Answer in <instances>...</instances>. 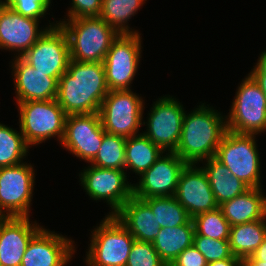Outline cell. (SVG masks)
Returning a JSON list of instances; mask_svg holds the SVG:
<instances>
[{
  "instance_id": "obj_1",
  "label": "cell",
  "mask_w": 266,
  "mask_h": 266,
  "mask_svg": "<svg viewBox=\"0 0 266 266\" xmlns=\"http://www.w3.org/2000/svg\"><path fill=\"white\" fill-rule=\"evenodd\" d=\"M109 91L102 62L70 60L58 80L56 100L67 116L99 113Z\"/></svg>"
},
{
  "instance_id": "obj_2",
  "label": "cell",
  "mask_w": 266,
  "mask_h": 266,
  "mask_svg": "<svg viewBox=\"0 0 266 266\" xmlns=\"http://www.w3.org/2000/svg\"><path fill=\"white\" fill-rule=\"evenodd\" d=\"M227 132L226 115L201 103L183 118L182 131L175 153L186 164H200L215 157L216 151Z\"/></svg>"
},
{
  "instance_id": "obj_3",
  "label": "cell",
  "mask_w": 266,
  "mask_h": 266,
  "mask_svg": "<svg viewBox=\"0 0 266 266\" xmlns=\"http://www.w3.org/2000/svg\"><path fill=\"white\" fill-rule=\"evenodd\" d=\"M61 20L57 23L67 34L71 60L103 63L119 33L99 16Z\"/></svg>"
},
{
  "instance_id": "obj_4",
  "label": "cell",
  "mask_w": 266,
  "mask_h": 266,
  "mask_svg": "<svg viewBox=\"0 0 266 266\" xmlns=\"http://www.w3.org/2000/svg\"><path fill=\"white\" fill-rule=\"evenodd\" d=\"M90 236L86 266H126L135 239L114 215H106Z\"/></svg>"
},
{
  "instance_id": "obj_5",
  "label": "cell",
  "mask_w": 266,
  "mask_h": 266,
  "mask_svg": "<svg viewBox=\"0 0 266 266\" xmlns=\"http://www.w3.org/2000/svg\"><path fill=\"white\" fill-rule=\"evenodd\" d=\"M19 130L31 147L55 137L61 143L66 113L56 99L16 103Z\"/></svg>"
},
{
  "instance_id": "obj_6",
  "label": "cell",
  "mask_w": 266,
  "mask_h": 266,
  "mask_svg": "<svg viewBox=\"0 0 266 266\" xmlns=\"http://www.w3.org/2000/svg\"><path fill=\"white\" fill-rule=\"evenodd\" d=\"M256 141L254 134L227 130L215 154V158L249 188L262 187L261 162Z\"/></svg>"
},
{
  "instance_id": "obj_7",
  "label": "cell",
  "mask_w": 266,
  "mask_h": 266,
  "mask_svg": "<svg viewBox=\"0 0 266 266\" xmlns=\"http://www.w3.org/2000/svg\"><path fill=\"white\" fill-rule=\"evenodd\" d=\"M144 101L132 90L109 91L99 109L103 129L125 138L141 134Z\"/></svg>"
},
{
  "instance_id": "obj_8",
  "label": "cell",
  "mask_w": 266,
  "mask_h": 266,
  "mask_svg": "<svg viewBox=\"0 0 266 266\" xmlns=\"http://www.w3.org/2000/svg\"><path fill=\"white\" fill-rule=\"evenodd\" d=\"M228 115L227 130L240 134H261L266 131V96L247 74L237 87Z\"/></svg>"
},
{
  "instance_id": "obj_9",
  "label": "cell",
  "mask_w": 266,
  "mask_h": 266,
  "mask_svg": "<svg viewBox=\"0 0 266 266\" xmlns=\"http://www.w3.org/2000/svg\"><path fill=\"white\" fill-rule=\"evenodd\" d=\"M140 33L119 34L111 43L103 61L107 86L110 91L133 90L132 81L142 58Z\"/></svg>"
},
{
  "instance_id": "obj_10",
  "label": "cell",
  "mask_w": 266,
  "mask_h": 266,
  "mask_svg": "<svg viewBox=\"0 0 266 266\" xmlns=\"http://www.w3.org/2000/svg\"><path fill=\"white\" fill-rule=\"evenodd\" d=\"M35 177L31 163L0 167V217H30Z\"/></svg>"
},
{
  "instance_id": "obj_11",
  "label": "cell",
  "mask_w": 266,
  "mask_h": 266,
  "mask_svg": "<svg viewBox=\"0 0 266 266\" xmlns=\"http://www.w3.org/2000/svg\"><path fill=\"white\" fill-rule=\"evenodd\" d=\"M125 170L89 165L79 173L83 190L94 201H105L111 207L106 215H114L132 196L133 184Z\"/></svg>"
},
{
  "instance_id": "obj_12",
  "label": "cell",
  "mask_w": 266,
  "mask_h": 266,
  "mask_svg": "<svg viewBox=\"0 0 266 266\" xmlns=\"http://www.w3.org/2000/svg\"><path fill=\"white\" fill-rule=\"evenodd\" d=\"M183 104L177 98L165 95L153 102L146 122L143 134L164 152H175L182 131L183 118L185 115Z\"/></svg>"
},
{
  "instance_id": "obj_13",
  "label": "cell",
  "mask_w": 266,
  "mask_h": 266,
  "mask_svg": "<svg viewBox=\"0 0 266 266\" xmlns=\"http://www.w3.org/2000/svg\"><path fill=\"white\" fill-rule=\"evenodd\" d=\"M21 58L46 76L61 77L71 60L66 32L59 24L48 28Z\"/></svg>"
},
{
  "instance_id": "obj_14",
  "label": "cell",
  "mask_w": 266,
  "mask_h": 266,
  "mask_svg": "<svg viewBox=\"0 0 266 266\" xmlns=\"http://www.w3.org/2000/svg\"><path fill=\"white\" fill-rule=\"evenodd\" d=\"M105 132L99 113L68 115L59 145L89 164L97 155Z\"/></svg>"
},
{
  "instance_id": "obj_15",
  "label": "cell",
  "mask_w": 266,
  "mask_h": 266,
  "mask_svg": "<svg viewBox=\"0 0 266 266\" xmlns=\"http://www.w3.org/2000/svg\"><path fill=\"white\" fill-rule=\"evenodd\" d=\"M40 20L22 16L10 7H0V49L16 52L14 57H21L37 40L58 23H50L48 27H40Z\"/></svg>"
},
{
  "instance_id": "obj_16",
  "label": "cell",
  "mask_w": 266,
  "mask_h": 266,
  "mask_svg": "<svg viewBox=\"0 0 266 266\" xmlns=\"http://www.w3.org/2000/svg\"><path fill=\"white\" fill-rule=\"evenodd\" d=\"M186 163L175 152L164 154L133 183V196L139 199L174 196Z\"/></svg>"
},
{
  "instance_id": "obj_17",
  "label": "cell",
  "mask_w": 266,
  "mask_h": 266,
  "mask_svg": "<svg viewBox=\"0 0 266 266\" xmlns=\"http://www.w3.org/2000/svg\"><path fill=\"white\" fill-rule=\"evenodd\" d=\"M74 242L42 227L29 241L21 266H65L76 252Z\"/></svg>"
},
{
  "instance_id": "obj_18",
  "label": "cell",
  "mask_w": 266,
  "mask_h": 266,
  "mask_svg": "<svg viewBox=\"0 0 266 266\" xmlns=\"http://www.w3.org/2000/svg\"><path fill=\"white\" fill-rule=\"evenodd\" d=\"M174 197L191 218L219 208L208 178L198 164H186L183 168Z\"/></svg>"
},
{
  "instance_id": "obj_19",
  "label": "cell",
  "mask_w": 266,
  "mask_h": 266,
  "mask_svg": "<svg viewBox=\"0 0 266 266\" xmlns=\"http://www.w3.org/2000/svg\"><path fill=\"white\" fill-rule=\"evenodd\" d=\"M38 224L30 217H0V266H21L29 241L43 227Z\"/></svg>"
},
{
  "instance_id": "obj_20",
  "label": "cell",
  "mask_w": 266,
  "mask_h": 266,
  "mask_svg": "<svg viewBox=\"0 0 266 266\" xmlns=\"http://www.w3.org/2000/svg\"><path fill=\"white\" fill-rule=\"evenodd\" d=\"M11 63L17 103L56 99L60 77H50L36 71L21 57H15Z\"/></svg>"
},
{
  "instance_id": "obj_21",
  "label": "cell",
  "mask_w": 266,
  "mask_h": 266,
  "mask_svg": "<svg viewBox=\"0 0 266 266\" xmlns=\"http://www.w3.org/2000/svg\"><path fill=\"white\" fill-rule=\"evenodd\" d=\"M114 216L136 241L152 243L161 228L151 208L142 199L134 196Z\"/></svg>"
},
{
  "instance_id": "obj_22",
  "label": "cell",
  "mask_w": 266,
  "mask_h": 266,
  "mask_svg": "<svg viewBox=\"0 0 266 266\" xmlns=\"http://www.w3.org/2000/svg\"><path fill=\"white\" fill-rule=\"evenodd\" d=\"M261 188L244 193L219 206L231 226L263 219L266 216V195Z\"/></svg>"
},
{
  "instance_id": "obj_23",
  "label": "cell",
  "mask_w": 266,
  "mask_h": 266,
  "mask_svg": "<svg viewBox=\"0 0 266 266\" xmlns=\"http://www.w3.org/2000/svg\"><path fill=\"white\" fill-rule=\"evenodd\" d=\"M201 166L220 206L226 201L244 193L249 187L232 175V172L215 157L204 160Z\"/></svg>"
},
{
  "instance_id": "obj_24",
  "label": "cell",
  "mask_w": 266,
  "mask_h": 266,
  "mask_svg": "<svg viewBox=\"0 0 266 266\" xmlns=\"http://www.w3.org/2000/svg\"><path fill=\"white\" fill-rule=\"evenodd\" d=\"M195 228L192 219L185 225L160 228L152 242L160 258L169 266L179 254L193 245Z\"/></svg>"
},
{
  "instance_id": "obj_25",
  "label": "cell",
  "mask_w": 266,
  "mask_h": 266,
  "mask_svg": "<svg viewBox=\"0 0 266 266\" xmlns=\"http://www.w3.org/2000/svg\"><path fill=\"white\" fill-rule=\"evenodd\" d=\"M266 237V216L263 219L230 227L229 243L235 257L246 260Z\"/></svg>"
},
{
  "instance_id": "obj_26",
  "label": "cell",
  "mask_w": 266,
  "mask_h": 266,
  "mask_svg": "<svg viewBox=\"0 0 266 266\" xmlns=\"http://www.w3.org/2000/svg\"><path fill=\"white\" fill-rule=\"evenodd\" d=\"M163 154L164 151L152 143L143 133L126 138L125 171L128 169L141 176Z\"/></svg>"
},
{
  "instance_id": "obj_27",
  "label": "cell",
  "mask_w": 266,
  "mask_h": 266,
  "mask_svg": "<svg viewBox=\"0 0 266 266\" xmlns=\"http://www.w3.org/2000/svg\"><path fill=\"white\" fill-rule=\"evenodd\" d=\"M147 0H102L99 17L119 34L139 33L128 26V21L138 13Z\"/></svg>"
},
{
  "instance_id": "obj_28",
  "label": "cell",
  "mask_w": 266,
  "mask_h": 266,
  "mask_svg": "<svg viewBox=\"0 0 266 266\" xmlns=\"http://www.w3.org/2000/svg\"><path fill=\"white\" fill-rule=\"evenodd\" d=\"M152 210L161 228L187 224L192 218L174 196L142 199Z\"/></svg>"
},
{
  "instance_id": "obj_29",
  "label": "cell",
  "mask_w": 266,
  "mask_h": 266,
  "mask_svg": "<svg viewBox=\"0 0 266 266\" xmlns=\"http://www.w3.org/2000/svg\"><path fill=\"white\" fill-rule=\"evenodd\" d=\"M29 148L21 131L0 122V167L23 163Z\"/></svg>"
},
{
  "instance_id": "obj_30",
  "label": "cell",
  "mask_w": 266,
  "mask_h": 266,
  "mask_svg": "<svg viewBox=\"0 0 266 266\" xmlns=\"http://www.w3.org/2000/svg\"><path fill=\"white\" fill-rule=\"evenodd\" d=\"M126 138L105 132L102 144L90 165L125 170Z\"/></svg>"
},
{
  "instance_id": "obj_31",
  "label": "cell",
  "mask_w": 266,
  "mask_h": 266,
  "mask_svg": "<svg viewBox=\"0 0 266 266\" xmlns=\"http://www.w3.org/2000/svg\"><path fill=\"white\" fill-rule=\"evenodd\" d=\"M195 233L212 239L229 240L231 225L220 208L192 218Z\"/></svg>"
},
{
  "instance_id": "obj_32",
  "label": "cell",
  "mask_w": 266,
  "mask_h": 266,
  "mask_svg": "<svg viewBox=\"0 0 266 266\" xmlns=\"http://www.w3.org/2000/svg\"><path fill=\"white\" fill-rule=\"evenodd\" d=\"M193 246L204 256L207 263L233 256L229 240H218L194 234Z\"/></svg>"
},
{
  "instance_id": "obj_33",
  "label": "cell",
  "mask_w": 266,
  "mask_h": 266,
  "mask_svg": "<svg viewBox=\"0 0 266 266\" xmlns=\"http://www.w3.org/2000/svg\"><path fill=\"white\" fill-rule=\"evenodd\" d=\"M126 266H167L155 250L153 243L134 241Z\"/></svg>"
},
{
  "instance_id": "obj_34",
  "label": "cell",
  "mask_w": 266,
  "mask_h": 266,
  "mask_svg": "<svg viewBox=\"0 0 266 266\" xmlns=\"http://www.w3.org/2000/svg\"><path fill=\"white\" fill-rule=\"evenodd\" d=\"M52 0H5V5L22 16L36 20L45 18Z\"/></svg>"
},
{
  "instance_id": "obj_35",
  "label": "cell",
  "mask_w": 266,
  "mask_h": 266,
  "mask_svg": "<svg viewBox=\"0 0 266 266\" xmlns=\"http://www.w3.org/2000/svg\"><path fill=\"white\" fill-rule=\"evenodd\" d=\"M64 19L98 17L101 12L102 0H72Z\"/></svg>"
},
{
  "instance_id": "obj_36",
  "label": "cell",
  "mask_w": 266,
  "mask_h": 266,
  "mask_svg": "<svg viewBox=\"0 0 266 266\" xmlns=\"http://www.w3.org/2000/svg\"><path fill=\"white\" fill-rule=\"evenodd\" d=\"M169 266H207L204 256L193 246L186 248Z\"/></svg>"
},
{
  "instance_id": "obj_37",
  "label": "cell",
  "mask_w": 266,
  "mask_h": 266,
  "mask_svg": "<svg viewBox=\"0 0 266 266\" xmlns=\"http://www.w3.org/2000/svg\"><path fill=\"white\" fill-rule=\"evenodd\" d=\"M248 74L259 85L266 96V69L257 61Z\"/></svg>"
},
{
  "instance_id": "obj_38",
  "label": "cell",
  "mask_w": 266,
  "mask_h": 266,
  "mask_svg": "<svg viewBox=\"0 0 266 266\" xmlns=\"http://www.w3.org/2000/svg\"><path fill=\"white\" fill-rule=\"evenodd\" d=\"M246 261H263L266 262V237L262 244L255 250V252L246 259Z\"/></svg>"
},
{
  "instance_id": "obj_39",
  "label": "cell",
  "mask_w": 266,
  "mask_h": 266,
  "mask_svg": "<svg viewBox=\"0 0 266 266\" xmlns=\"http://www.w3.org/2000/svg\"><path fill=\"white\" fill-rule=\"evenodd\" d=\"M241 262L242 259L233 255L230 258L209 262L207 263V266H240Z\"/></svg>"
},
{
  "instance_id": "obj_40",
  "label": "cell",
  "mask_w": 266,
  "mask_h": 266,
  "mask_svg": "<svg viewBox=\"0 0 266 266\" xmlns=\"http://www.w3.org/2000/svg\"><path fill=\"white\" fill-rule=\"evenodd\" d=\"M266 69V50H264L257 60Z\"/></svg>"
},
{
  "instance_id": "obj_41",
  "label": "cell",
  "mask_w": 266,
  "mask_h": 266,
  "mask_svg": "<svg viewBox=\"0 0 266 266\" xmlns=\"http://www.w3.org/2000/svg\"><path fill=\"white\" fill-rule=\"evenodd\" d=\"M251 266H266V262L263 261H247Z\"/></svg>"
},
{
  "instance_id": "obj_42",
  "label": "cell",
  "mask_w": 266,
  "mask_h": 266,
  "mask_svg": "<svg viewBox=\"0 0 266 266\" xmlns=\"http://www.w3.org/2000/svg\"><path fill=\"white\" fill-rule=\"evenodd\" d=\"M240 266H251L246 260H242Z\"/></svg>"
},
{
  "instance_id": "obj_43",
  "label": "cell",
  "mask_w": 266,
  "mask_h": 266,
  "mask_svg": "<svg viewBox=\"0 0 266 266\" xmlns=\"http://www.w3.org/2000/svg\"><path fill=\"white\" fill-rule=\"evenodd\" d=\"M5 5V0H0V7Z\"/></svg>"
}]
</instances>
